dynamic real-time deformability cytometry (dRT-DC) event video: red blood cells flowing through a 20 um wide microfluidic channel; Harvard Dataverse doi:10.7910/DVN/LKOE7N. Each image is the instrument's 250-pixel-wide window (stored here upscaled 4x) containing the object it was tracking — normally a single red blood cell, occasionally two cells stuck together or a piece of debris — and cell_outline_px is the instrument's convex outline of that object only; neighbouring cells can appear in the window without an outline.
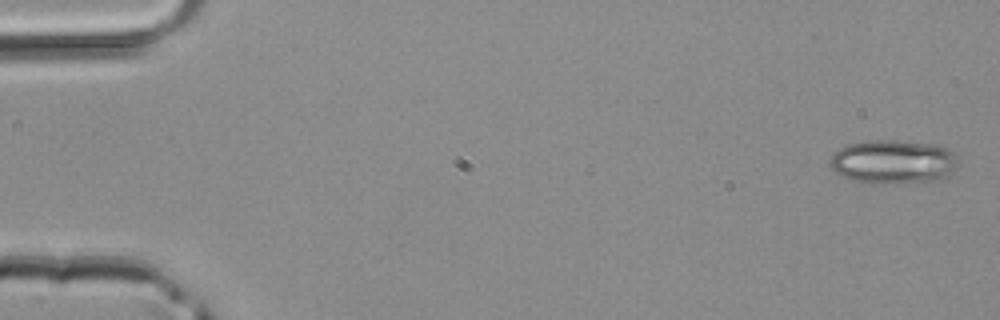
{"species": "common noctule bat (a hibernating species)", "species_latin": "Nyctalus noctula", "temperature_condition": "room temperature", "stored_images_in_passage": 4, "camera_frame_rate_fps": 3000, "um_per_image_px": 0.085, "animal": {"sex": "male", "body_mass_g": 20.4}, "frame": {"image": 1, "passage_image": 1, "time_ms": 0.0, "image_size_px": [1000, 320], "cell_outline_px": [[956, 160], [948, 176], [940, 180], [900, 184], [872, 184], [840, 176], [832, 168], [832, 152], [848, 144], [868, 140], [896, 140], [932, 144], [948, 148], [956, 156]], "centroid_in_image_um": [75.9, 13.76], "position_along_channel_um": 9.1, "area_um2": 32.83}}